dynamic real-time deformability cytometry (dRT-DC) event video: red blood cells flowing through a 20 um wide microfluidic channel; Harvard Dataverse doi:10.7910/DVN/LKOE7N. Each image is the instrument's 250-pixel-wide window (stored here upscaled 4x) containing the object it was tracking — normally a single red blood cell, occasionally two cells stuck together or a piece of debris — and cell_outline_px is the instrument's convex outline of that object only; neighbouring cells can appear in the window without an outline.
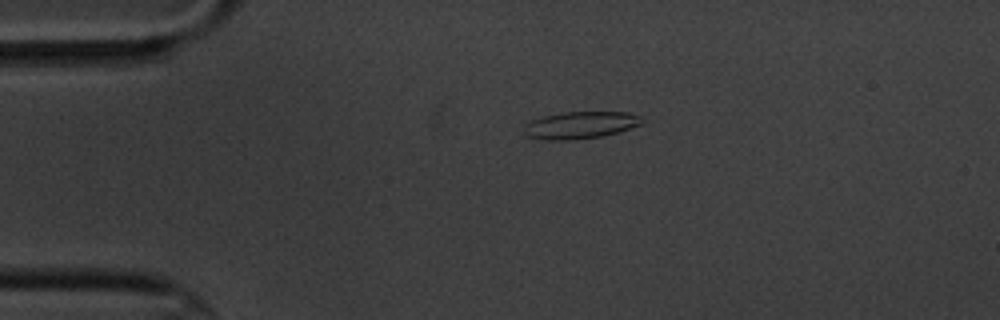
{"species": "common noctule bat (a hibernating species)", "species_latin": "Nyctalus noctula", "temperature_condition": "cold", "stored_images_in_passage": 3, "camera_frame_rate_fps": 3000, "um_per_image_px": 0.085, "animal": {"sex": "male", "body_mass_g": 20.1, "forearm_length_mm": 53.5}, "frame": {"image": 1, "passage_image": 2, "time_ms": 1.0, "image_size_px": [1000, 320], "cell_outline_px": [[644, 124], [616, 132], [600, 136], [572, 140], [548, 140], [524, 136], [524, 124], [532, 120], [544, 116], [564, 112], [628, 112], [640, 116], [644, 120]], "centroid_in_image_um": [49.32, 10.63], "position_along_channel_um": 35.7, "area_um2": 18.67}}